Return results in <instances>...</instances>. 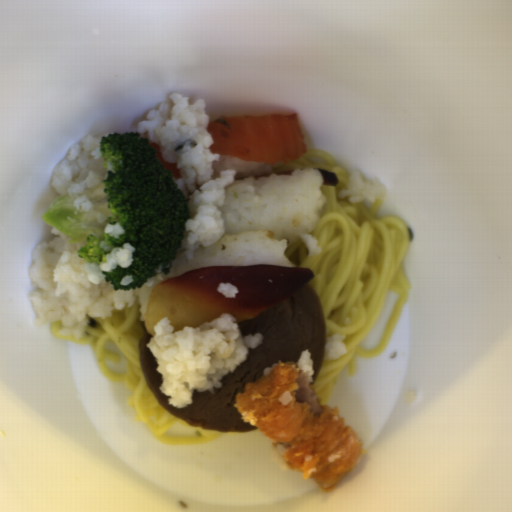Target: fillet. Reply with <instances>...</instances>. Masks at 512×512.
Here are the masks:
<instances>
[{"mask_svg":"<svg viewBox=\"0 0 512 512\" xmlns=\"http://www.w3.org/2000/svg\"><path fill=\"white\" fill-rule=\"evenodd\" d=\"M314 274L310 268L271 265L202 267L168 278L149 293L143 322L154 337L155 323L169 318L173 331L200 327L220 315H231L237 324L256 318L301 290ZM228 282L239 290L235 298L217 290Z\"/></svg>","mask_w":512,"mask_h":512,"instance_id":"1","label":"fillet"},{"mask_svg":"<svg viewBox=\"0 0 512 512\" xmlns=\"http://www.w3.org/2000/svg\"><path fill=\"white\" fill-rule=\"evenodd\" d=\"M211 153L246 162L289 164L305 155L307 145L298 114L223 116L207 122Z\"/></svg>","mask_w":512,"mask_h":512,"instance_id":"2","label":"fillet"},{"mask_svg":"<svg viewBox=\"0 0 512 512\" xmlns=\"http://www.w3.org/2000/svg\"><path fill=\"white\" fill-rule=\"evenodd\" d=\"M148 144L153 148L156 154V158L159 160L161 167L166 172H170L172 176V181H177L181 176V168L177 167V164L171 161H165L164 155L161 151V145L153 143L151 141H147Z\"/></svg>","mask_w":512,"mask_h":512,"instance_id":"3","label":"fillet"},{"mask_svg":"<svg viewBox=\"0 0 512 512\" xmlns=\"http://www.w3.org/2000/svg\"><path fill=\"white\" fill-rule=\"evenodd\" d=\"M317 169L322 176V180H323L322 185H331V186L335 187L339 184V179L335 173L325 170V169H322V168H317Z\"/></svg>","mask_w":512,"mask_h":512,"instance_id":"4","label":"fillet"},{"mask_svg":"<svg viewBox=\"0 0 512 512\" xmlns=\"http://www.w3.org/2000/svg\"><path fill=\"white\" fill-rule=\"evenodd\" d=\"M296 169H293V170H287V171H281V172H271L270 174H265V175H260V176H257V177H253L254 180H258L259 177H268L272 174H275V175H291Z\"/></svg>","mask_w":512,"mask_h":512,"instance_id":"5","label":"fillet"}]
</instances>
